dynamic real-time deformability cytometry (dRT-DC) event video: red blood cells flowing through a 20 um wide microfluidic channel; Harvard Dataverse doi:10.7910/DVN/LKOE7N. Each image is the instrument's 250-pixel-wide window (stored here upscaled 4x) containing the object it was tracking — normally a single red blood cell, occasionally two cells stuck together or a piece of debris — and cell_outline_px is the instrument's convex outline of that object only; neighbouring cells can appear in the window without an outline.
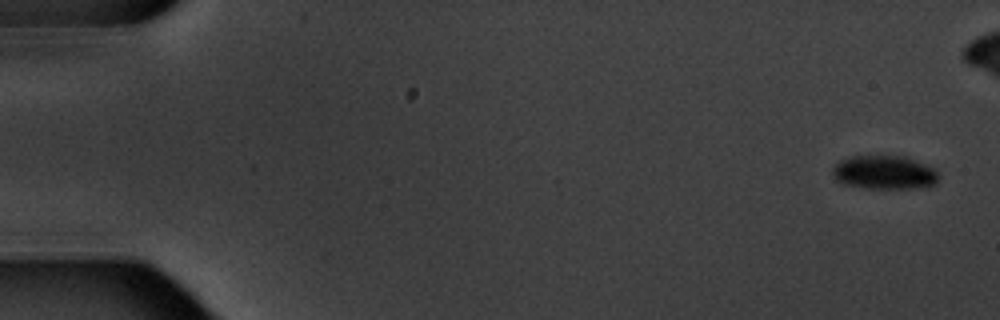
{"species": "common noctule bat (a hibernating species)", "species_latin": "Nyctalus noctula", "temperature_condition": "warm", "stored_images_in_passage": 16, "camera_frame_rate_fps": 3000, "um_per_image_px": 0.085, "animal": {"sex": "male", "body_mass_g": 20.1, "forearm_length_mm": 53.5}, "frame": {"image": 1, "passage_image": 1, "time_ms": 0.0, "image_size_px": [1000, 320], "cell_outline_px": [[940, 176], [936, 184], [912, 188], [868, 188], [844, 184], [836, 180], [832, 172], [832, 168], [840, 160], [852, 156], [904, 156], [936, 168]], "centroid_in_image_um": [75.19, 14.65], "position_along_channel_um": 9.8, "area_um2": 20.87}}
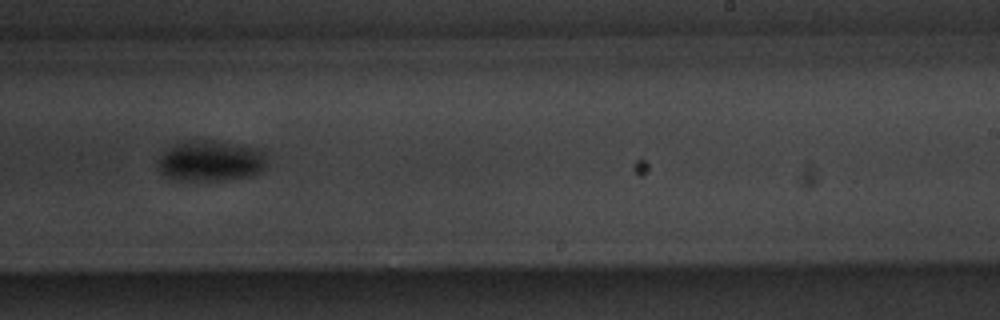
{"frame": {"image": 2, "passage_image": 10, "time_ms": 11.667, "image_size_px": [1000, 320], "cell_outline_px": [[264, 168], [260, 172], [252, 176], [220, 180], [180, 180], [168, 176], [160, 172], [160, 156], [168, 148], [176, 144], [188, 140], [212, 140], [256, 148], [264, 152]], "centroid_in_image_um": [17.91, 13.67], "position_along_channel_um": 271.1, "area_um2": 25.37}}
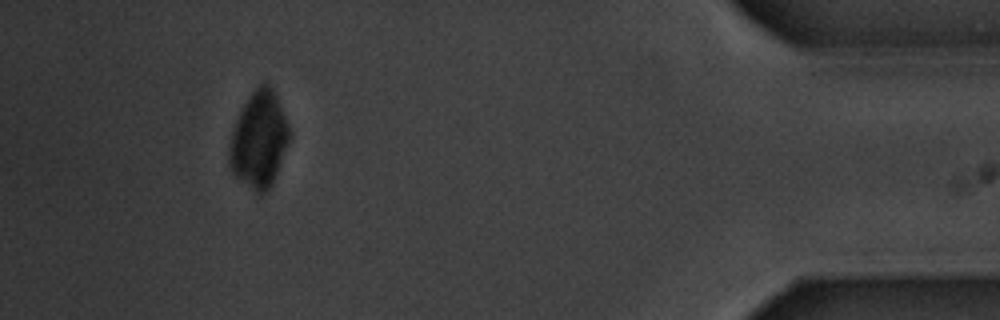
{"frame": {"image": 3, "passage_image": 16, "time_ms": 19.667, "image_size_px": [1000, 320], "cell_outline_px": [[292, 136], [276, 176], [268, 192], [260, 196], [236, 176], [232, 172], [228, 160], [228, 148], [232, 132], [236, 120], [244, 104], [252, 92], [264, 80], [268, 80], [276, 96], [292, 132]], "centroid_in_image_um": [22.04, 11.89], "position_along_channel_um": 413.2, "area_um2": 34.1}, "authors_computed_cell_mechanics": {"area_um2": 23.9003, "velocity_mm_per_s": 3.4969, "shape_relaxation_time_tau1_ms": 1.5257, "shape_relaxation_time_tau2_ms": 2.3982, "deformation_change_tau1": 0.0789, "deformation_change_tau2": 0.0159}}